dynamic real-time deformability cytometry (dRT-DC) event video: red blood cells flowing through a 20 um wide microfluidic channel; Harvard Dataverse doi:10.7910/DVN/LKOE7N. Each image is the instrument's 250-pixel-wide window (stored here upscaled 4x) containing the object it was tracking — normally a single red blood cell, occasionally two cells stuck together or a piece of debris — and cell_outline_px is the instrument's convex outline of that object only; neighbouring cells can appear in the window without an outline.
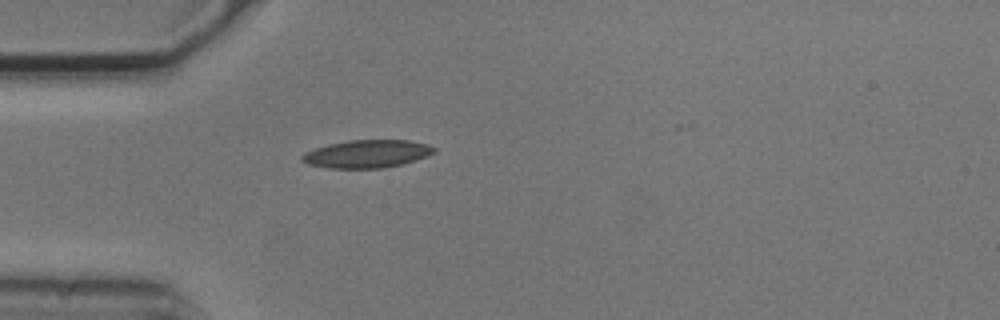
{"species": "common noctule bat (a hibernating species)", "species_latin": "Nyctalus noctula", "temperature_condition": "cold", "stored_images_in_passage": 1, "camera_frame_rate_fps": 3000, "um_per_image_px": 0.085, "animal": {"sex": "male", "body_mass_g": 20.5, "forearm_length_mm": 52.5}, "frame": {"image": 1, "passage_image": 1, "time_ms": 0.0, "image_size_px": [1000, 320], "cell_outline_px": [[436, 152], [428, 156], [416, 160], [384, 168], [328, 168], [308, 164], [300, 160], [300, 156], [304, 152], [328, 144], [348, 140], [408, 140], [428, 144], [436, 148]], "centroid_in_image_um": [31.19, 13.07], "position_along_channel_um": 53.8, "area_um2": 21.56}}